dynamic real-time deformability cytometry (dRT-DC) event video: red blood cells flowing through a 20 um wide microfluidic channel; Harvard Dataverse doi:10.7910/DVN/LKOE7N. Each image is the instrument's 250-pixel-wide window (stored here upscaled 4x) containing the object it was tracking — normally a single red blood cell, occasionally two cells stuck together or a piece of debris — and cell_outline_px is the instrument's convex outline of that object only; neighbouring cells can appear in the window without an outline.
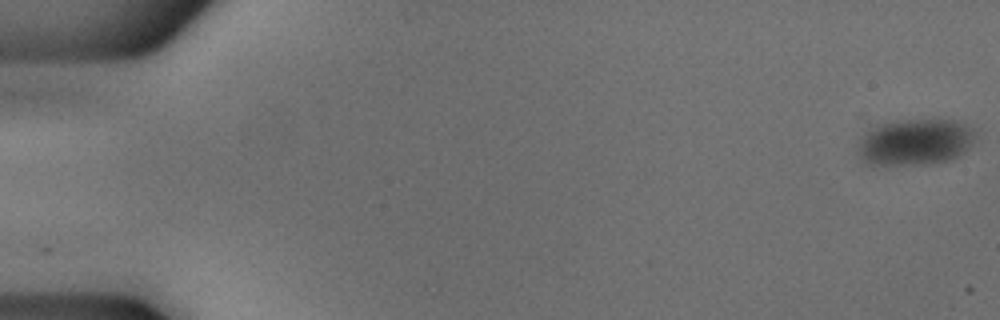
{"species": "common noctule bat (a hibernating species)", "species_latin": "Nyctalus noctula", "temperature_condition": "cold", "stored_images_in_passage": 54, "camera_frame_rate_fps": 3000, "um_per_image_px": 0.085, "animal": {"sex": "male", "body_mass_g": 18.8}, "frame": {"image": 1, "passage_image": 1, "time_ms": 0.0, "image_size_px": [1000, 320], "cell_outline_px": [[980, 128], [972, 144], [964, 152], [952, 160], [928, 164], [864, 164], [856, 148], [860, 136], [872, 124], [896, 120], [956, 120]], "centroid_in_image_um": [77.79, 12.04], "position_along_channel_um": 7.2, "area_um2": 32.83}}
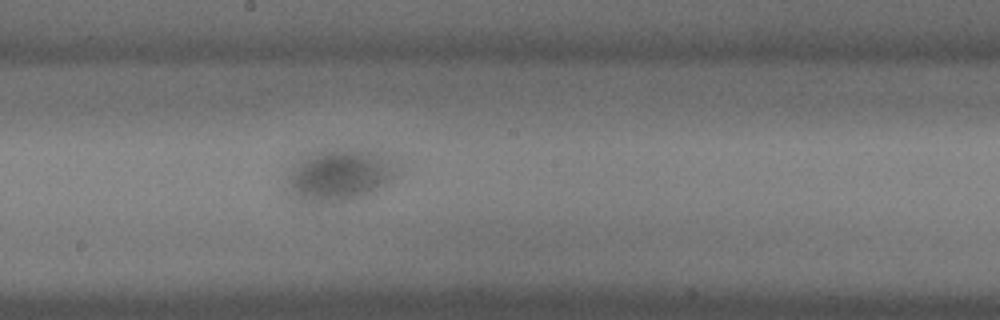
{"frame": {"image": 2, "passage_image": 30, "time_ms": 9.667, "image_size_px": [1000, 320], "cell_outline_px": [[404, 168], [388, 184], [376, 192], [368, 196], [352, 200], [308, 204], [288, 196], [284, 192], [284, 188], [288, 160], [300, 152], [316, 148], [368, 148], [384, 152], [396, 156]], "centroid_in_image_um": [28.81, 14.8], "position_along_channel_um": 219.4, "area_um2": 37.92}}
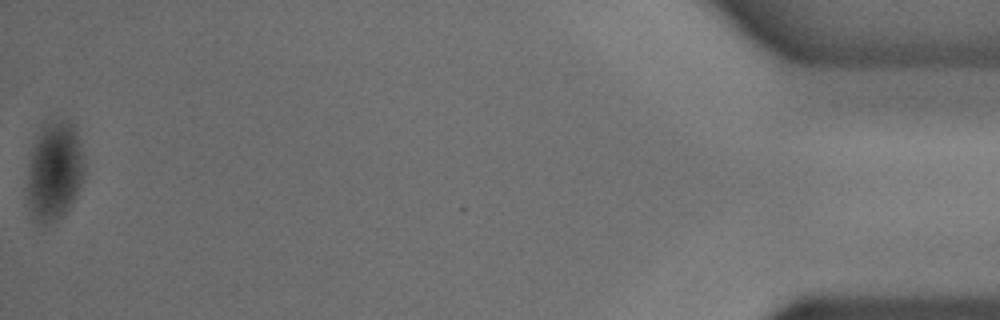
{"frame": {"image": 3, "passage_image": 54, "time_ms": 17.667, "image_size_px": [1000, 320], "cell_outline_px": [[84, 172], [80, 184], [72, 204], [44, 232], [32, 220], [28, 204], [28, 172], [32, 152], [36, 136], [44, 120], [68, 120], [76, 128], [80, 140], [84, 160]], "centroid_in_image_um": [4.61, 14.59], "position_along_channel_um": 430.6, "area_um2": 33.76}}